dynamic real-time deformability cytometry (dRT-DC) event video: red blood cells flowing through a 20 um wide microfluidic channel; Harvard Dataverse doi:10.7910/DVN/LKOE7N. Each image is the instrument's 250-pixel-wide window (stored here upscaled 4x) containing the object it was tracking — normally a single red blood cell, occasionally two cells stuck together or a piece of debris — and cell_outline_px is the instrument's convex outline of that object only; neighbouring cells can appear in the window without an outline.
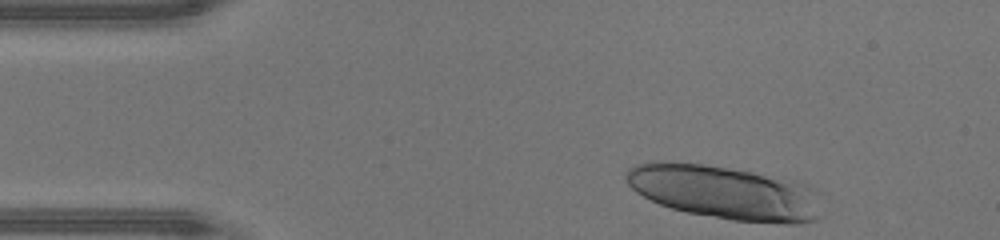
{"species": "human", "species_latin": "Homo sapiens", "temperature_condition": "warm", "stored_images_in_passage": 33, "segment_of_instrument_passage": [1, 2], "camera_frame_rate_fps": 3000, "um_per_image_px": 0.085, "donor": {"sex": "male"}, "frame": {"image": 1, "passage_image": 1, "time_ms": 0.0, "image_size_px": [1000, 240], "cell_outline_px": [[824, 216], [816, 220], [800, 224], [784, 224], [732, 220], [688, 212], [672, 208], [660, 204], [636, 192], [628, 184], [624, 176], [628, 168], [636, 164], [652, 160], [660, 160], [704, 164], [752, 172], [796, 180], [808, 184], [820, 192]], "centroid_in_image_um": [61.71, 16.36], "position_along_channel_um": 23.3, "area_um2": 62.54}}